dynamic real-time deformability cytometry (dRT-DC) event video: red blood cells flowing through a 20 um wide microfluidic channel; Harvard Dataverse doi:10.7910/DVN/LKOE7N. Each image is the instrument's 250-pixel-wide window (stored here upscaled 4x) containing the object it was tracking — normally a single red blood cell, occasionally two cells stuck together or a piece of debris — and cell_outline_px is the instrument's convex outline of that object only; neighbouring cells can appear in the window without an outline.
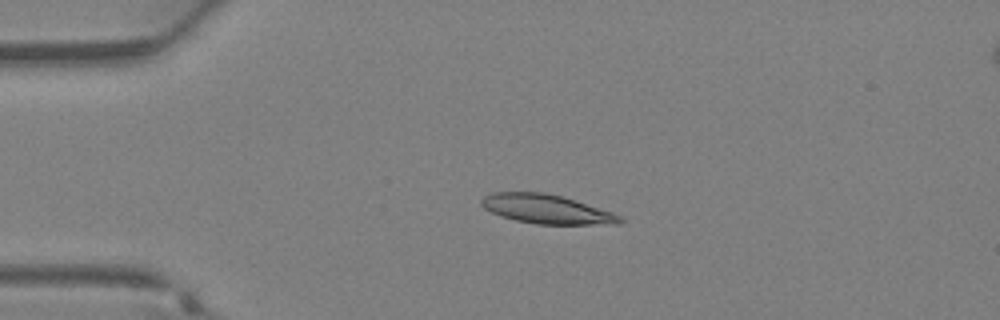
{"species": "Egyptian fruit bat (a non-hibernating species)", "species_latin": "Rousettus aegyptiacus", "temperature_condition": "warm", "stored_images_in_passage": 31, "camera_frame_rate_fps": 3000, "um_per_image_px": 0.085, "animal": {"sex": "female"}, "frame": {"image": 1, "passage_image": 3, "time_ms": 0.667, "image_size_px": [1000, 320], "cell_outline_px": [[624, 220], [620, 224], [536, 224], [516, 220], [500, 216], [484, 208], [480, 204], [480, 200], [484, 196], [492, 192], [544, 192], [560, 196], [612, 212], [624, 216]], "centroid_in_image_um": [46.45, 17.78], "position_along_channel_um": 38.6, "area_um2": 23.41}}
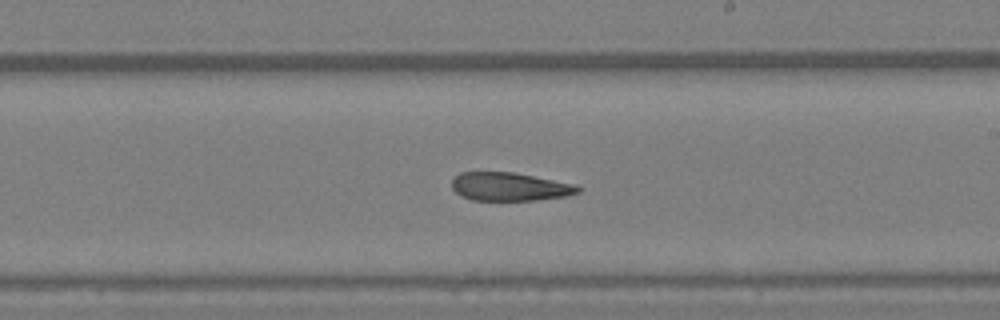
{"frame": {"image": 2, "passage_image": 16, "time_ms": 5.0, "image_size_px": [1000, 320], "cell_outline_px": [[584, 188], [580, 192], [564, 196], [536, 200], [472, 200], [460, 196], [452, 188], [452, 180], [460, 172], [512, 172], [576, 184]], "centroid_in_image_um": [43.34, 15.87], "position_along_channel_um": 245.7, "area_um2": 20.87}}
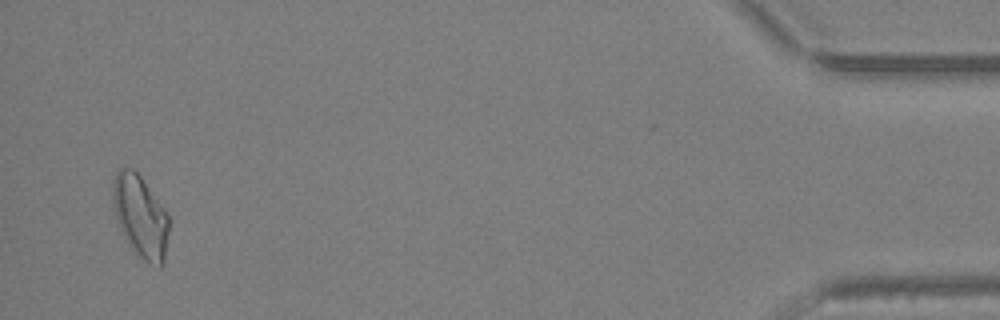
{"frame": {"image": 3, "passage_image": 30, "time_ms": 9.667, "image_size_px": [1000, 320], "cell_outline_px": [[168, 232], [164, 264], [160, 268], [144, 260], [132, 248], [120, 232], [116, 220], [112, 204], [112, 180], [116, 172], [124, 164], [132, 168], [140, 176], [168, 212]], "centroid_in_image_um": [11.91, 18.36], "position_along_channel_um": 423.3, "area_um2": 27.28}}